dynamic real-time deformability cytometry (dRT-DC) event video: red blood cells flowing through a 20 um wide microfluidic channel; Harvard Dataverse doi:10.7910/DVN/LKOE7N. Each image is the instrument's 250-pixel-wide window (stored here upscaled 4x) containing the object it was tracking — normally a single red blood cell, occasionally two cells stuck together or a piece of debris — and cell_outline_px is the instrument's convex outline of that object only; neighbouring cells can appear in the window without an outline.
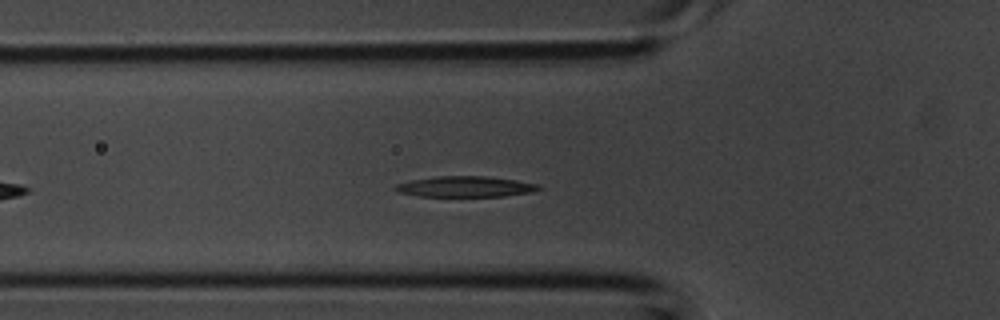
{"species": "common noctule bat (a hibernating species)", "species_latin": "Nyctalus noctula", "temperature_condition": "room temperature", "stored_images_in_passage": 22, "camera_frame_rate_fps": 3000, "um_per_image_px": 0.085, "animal": {"sex": "male", "body_mass_g": 20.1, "forearm_length_mm": 53.5}, "frame": {"image": 1, "passage_image": 4, "time_ms": 1.0, "image_size_px": [1000, 320], "cell_outline_px": [[544, 188], [532, 192], [504, 196], [420, 196], [396, 192], [392, 188], [396, 184], [408, 180], [436, 176], [484, 176], [516, 180], [536, 184]], "centroid_in_image_um": [39.5, 15.86], "position_along_channel_um": 86.3, "area_um2": 17.4}}
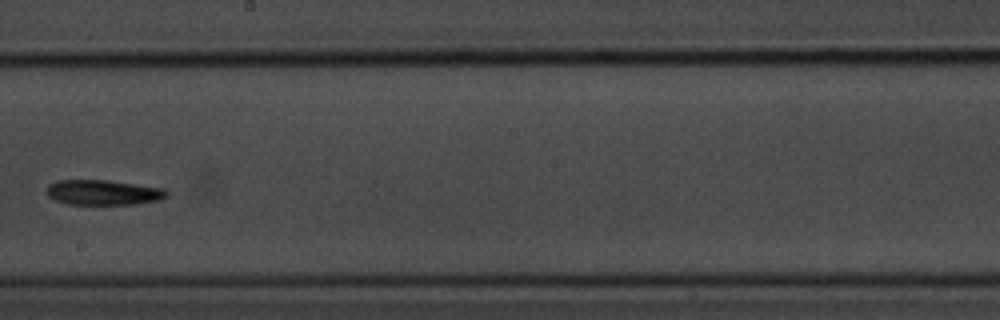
{"frame": {"image": 2, "passage_image": 13, "time_ms": 4.0, "image_size_px": [1000, 320], "cell_outline_px": [[168, 196], [160, 200], [136, 204], [68, 204], [56, 200], [48, 196], [48, 184], [56, 180], [104, 180], [164, 188], [168, 192]], "centroid_in_image_um": [8.79, 16.36], "position_along_channel_um": 239.4, "area_um2": 17.46}}
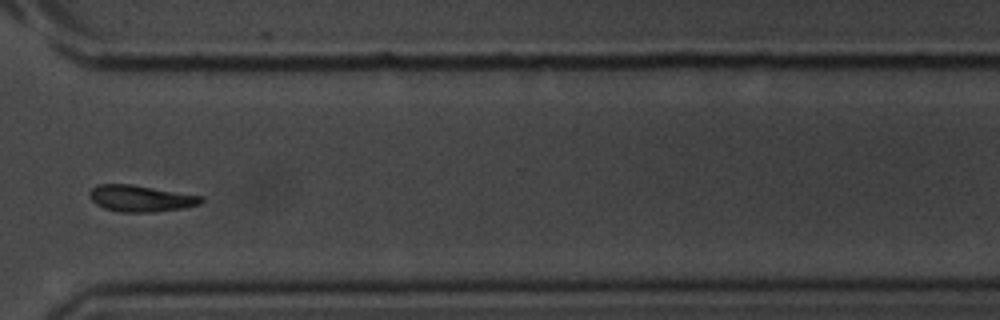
{"frame": {"image": 3, "passage_image": 20, "time_ms": 6.333, "image_size_px": [1000, 320], "cell_outline_px": [[204, 200], [200, 204], [184, 208], [152, 212], [120, 212], [104, 208], [96, 204], [88, 196], [88, 192], [92, 188], [100, 184], [132, 184], [204, 196]], "centroid_in_image_um": [11.97, 16.86], "position_along_channel_um": 358.6, "area_um2": 17.34}}